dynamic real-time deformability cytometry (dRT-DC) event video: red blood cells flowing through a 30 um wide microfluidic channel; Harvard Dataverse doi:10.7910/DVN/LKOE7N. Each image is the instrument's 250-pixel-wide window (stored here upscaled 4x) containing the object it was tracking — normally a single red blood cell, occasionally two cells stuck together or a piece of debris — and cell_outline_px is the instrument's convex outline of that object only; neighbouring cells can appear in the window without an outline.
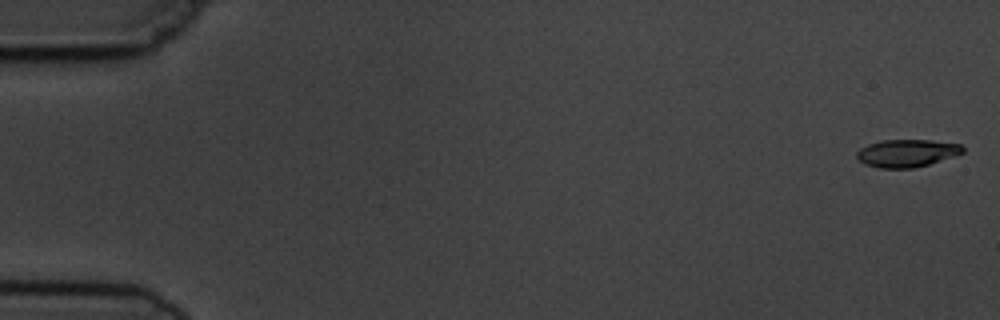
{"species": "common noctule bat (a hibernating species)", "species_latin": "Nyctalus noctula", "temperature_condition": "cold", "stored_images_in_passage": 6, "camera_frame_rate_fps": 3000, "um_per_image_px": 0.085, "animal": {"sex": "male", "body_mass_g": 19.5, "forearm_length_mm": 54.6}, "frame": {"image": 1, "passage_image": 1, "time_ms": 0.0, "image_size_px": [1000, 320], "cell_outline_px": [[964, 152], [928, 164], [912, 168], [880, 168], [864, 164], [856, 156], [856, 152], [860, 148], [868, 144], [880, 140], [932, 140], [960, 144], [964, 148]], "centroid_in_image_um": [77.04, 13.01], "position_along_channel_um": 8.0, "area_um2": 16.94}}
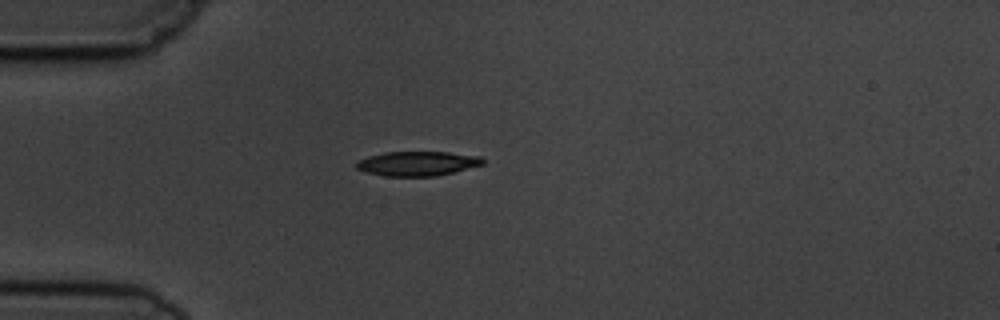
{"frame": {"image": 2, "passage_image": 5, "time_ms": 4.667, "image_size_px": [1000, 320], "cell_outline_px": [[484, 164], [436, 176], [384, 176], [364, 172], [356, 168], [356, 160], [368, 156], [384, 152], [448, 152], [480, 156], [484, 160]], "centroid_in_image_um": [35.43, 13.9], "position_along_channel_um": 49.6, "area_um2": 18.09}}